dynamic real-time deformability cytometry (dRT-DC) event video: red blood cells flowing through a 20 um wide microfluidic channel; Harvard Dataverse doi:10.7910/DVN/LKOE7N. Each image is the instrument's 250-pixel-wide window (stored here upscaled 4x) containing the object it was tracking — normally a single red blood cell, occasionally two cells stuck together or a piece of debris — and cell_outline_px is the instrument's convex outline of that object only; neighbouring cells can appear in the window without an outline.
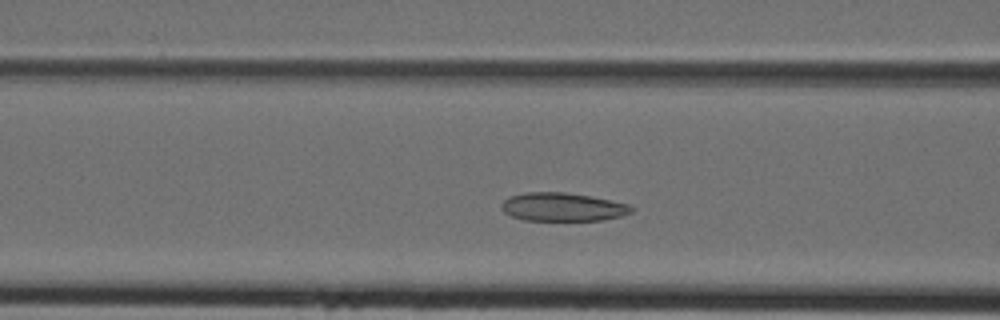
{"species": "Egyptian fruit bat (a non-hibernating species)", "species_latin": "Rousettus aegyptiacus", "temperature_condition": "cold", "stored_images_in_passage": 36, "camera_frame_rate_fps": 3000, "um_per_image_px": 0.085, "animal": {"sex": "female"}, "frame": {"image": 1, "passage_image": 10, "time_ms": 3.0, "image_size_px": [1000, 320], "cell_outline_px": [[636, 208], [632, 212], [620, 216], [604, 220], [524, 220], [512, 216], [504, 212], [500, 208], [500, 204], [508, 196], [524, 192], [564, 192], [592, 196], [612, 200], [628, 204]], "centroid_in_image_um": [47.82, 17.58], "position_along_channel_um": 118.8, "area_um2": 21.73}}
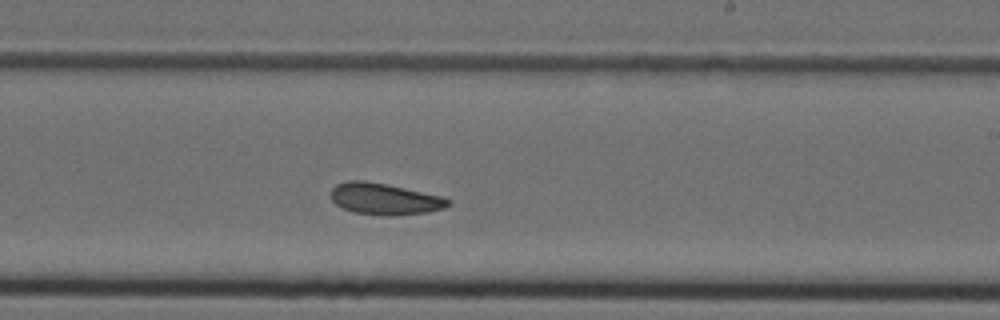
{"frame": {"image": 2, "passage_image": 19, "time_ms": 6.0, "image_size_px": [1000, 320], "cell_outline_px": [[452, 204], [444, 208], [428, 212], [388, 216], [380, 216], [352, 212], [336, 204], [332, 200], [332, 188], [336, 184], [348, 180], [364, 180], [388, 184], [444, 196], [452, 200]], "centroid_in_image_um": [32.74, 16.91], "position_along_channel_um": 256.3, "area_um2": 21.85}}
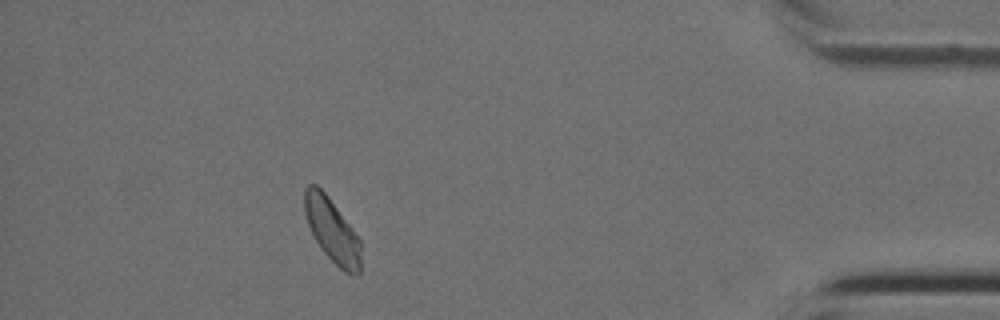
{"frame": {"image": 3, "passage_image": 32, "time_ms": 10.333, "image_size_px": [1000, 320], "cell_outline_px": [[360, 276], [352, 276], [344, 272], [324, 252], [316, 240], [308, 224], [304, 212], [304, 188], [308, 184], [316, 184], [328, 196], [352, 228], [360, 240]], "centroid_in_image_um": [28.23, 19.59], "position_along_channel_um": 407.0, "area_um2": 20.81}}